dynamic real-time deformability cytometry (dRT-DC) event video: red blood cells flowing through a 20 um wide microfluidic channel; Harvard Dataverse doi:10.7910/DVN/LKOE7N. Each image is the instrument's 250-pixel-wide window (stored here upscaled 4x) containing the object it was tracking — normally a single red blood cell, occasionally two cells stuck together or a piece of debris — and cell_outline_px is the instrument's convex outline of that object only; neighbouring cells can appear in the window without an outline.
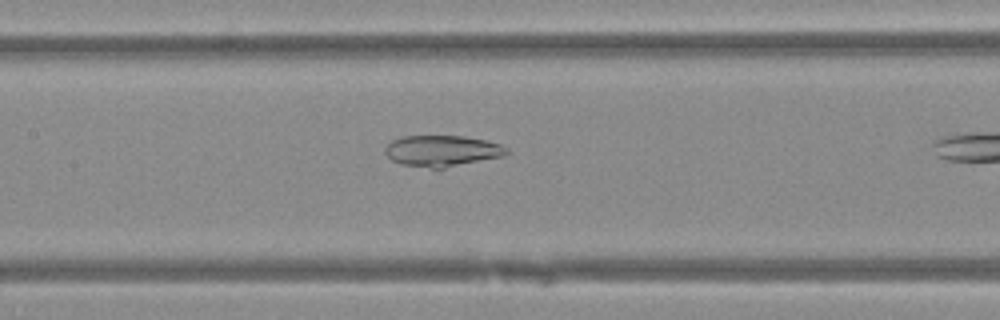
{"species": "Egyptian fruit bat (a non-hibernating species)", "species_latin": "Rousettus aegyptiacus", "temperature_condition": "warm", "stored_images_in_passage": 15, "camera_frame_rate_fps": 3000, "um_per_image_px": 0.085, "animal": {"sex": "female"}, "frame": {"image": 1, "passage_image": 11, "time_ms": 3.333, "image_size_px": [1000, 320], "cell_outline_px": [[508, 152], [504, 156], [444, 168], [432, 168], [400, 164], [392, 160], [384, 152], [384, 148], [392, 140], [404, 136], [464, 136], [484, 140], [500, 144], [508, 148]], "centroid_in_image_um": [37.57, 12.82], "position_along_channel_um": 169.8, "area_um2": 21.96}}